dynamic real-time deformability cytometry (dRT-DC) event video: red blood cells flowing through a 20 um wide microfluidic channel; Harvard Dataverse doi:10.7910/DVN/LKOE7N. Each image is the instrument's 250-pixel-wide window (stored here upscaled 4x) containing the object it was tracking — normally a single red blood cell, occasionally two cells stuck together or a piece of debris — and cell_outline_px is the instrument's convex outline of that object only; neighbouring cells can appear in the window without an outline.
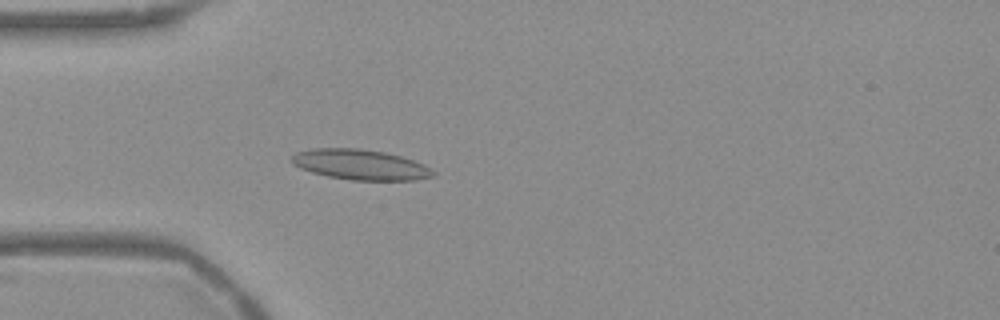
{"species": "Egyptian fruit bat (a non-hibernating species)", "species_latin": "Rousettus aegyptiacus", "temperature_condition": "warm", "stored_images_in_passage": 42, "camera_frame_rate_fps": 3000, "um_per_image_px": 0.085, "frame": {"image": 1, "passage_image": 4, "time_ms": 1.0, "image_size_px": [1000, 320], "cell_outline_px": [[436, 172], [432, 176], [416, 180], [352, 180], [328, 176], [312, 172], [300, 168], [292, 164], [292, 156], [296, 152], [312, 148], [360, 148], [384, 152], [400, 156], [424, 164]], "centroid_in_image_um": [30.61, 13.99], "position_along_channel_um": 54.4, "area_um2": 24.91}}
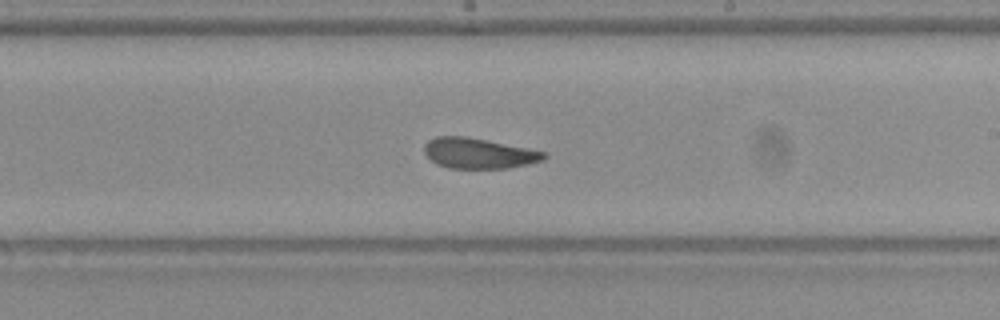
{"frame": {"image": 2, "passage_image": 20, "time_ms": 6.333, "image_size_px": [1000, 320], "cell_outline_px": [[548, 156], [544, 160], [528, 164], [508, 168], [448, 168], [436, 164], [424, 152], [424, 144], [428, 140], [436, 136], [464, 136], [544, 152]], "centroid_in_image_um": [40.64, 13.04], "position_along_channel_um": 248.4, "area_um2": 20.92}}
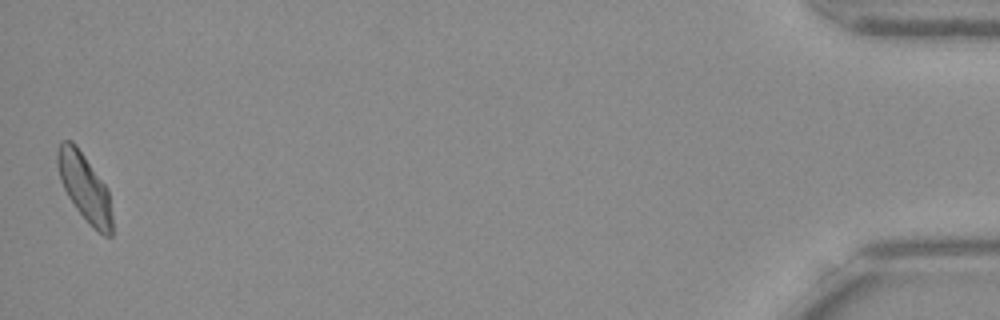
{"frame": {"image": 3, "passage_image": 42, "time_ms": 13.667, "image_size_px": [1000, 320], "cell_outline_px": [[112, 236], [104, 236], [92, 228], [76, 208], [68, 196], [60, 180], [56, 164], [56, 152], [60, 140], [72, 140], [76, 144], [108, 188], [112, 216]], "centroid_in_image_um": [7.18, 15.91], "position_along_channel_um": 428.0, "area_um2": 21.79}, "authors_computed_cell_mechanics": {"area_um2": 22.0796, "velocity_mm_per_s": 3.7465, "shape_relaxation_time_tau1_ms": 6.6972, "shape_relaxation_time_tau2_ms": 1.7037, "deformation_change_tau1": 0.1568, "deformation_change_tau2": 0.069}}